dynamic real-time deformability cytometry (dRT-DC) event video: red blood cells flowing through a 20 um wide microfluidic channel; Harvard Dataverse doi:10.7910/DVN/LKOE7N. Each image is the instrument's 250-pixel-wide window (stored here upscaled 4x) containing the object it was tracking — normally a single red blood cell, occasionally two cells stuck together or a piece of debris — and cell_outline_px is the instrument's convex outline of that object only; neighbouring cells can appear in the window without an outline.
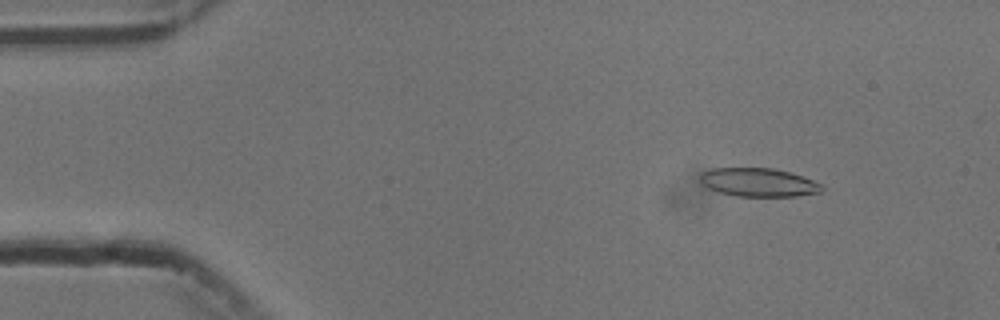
{"species": "common noctule bat (a hibernating species)", "species_latin": "Nyctalus noctula", "temperature_condition": "cold", "stored_images_in_passage": 53, "camera_frame_rate_fps": 3000, "um_per_image_px": 0.085, "animal": {"sex": "male", "body_mass_g": 13.3}, "frame": {"image": 1, "passage_image": 7, "time_ms": 2.0, "image_size_px": [1000, 320], "cell_outline_px": [[824, 188], [820, 192], [796, 196], [736, 196], [720, 192], [708, 188], [700, 180], [700, 172], [712, 168], [772, 168], [792, 172], [812, 180], [820, 184]], "centroid_in_image_um": [64.46, 15.49], "position_along_channel_um": 20.5, "area_um2": 20.17}}
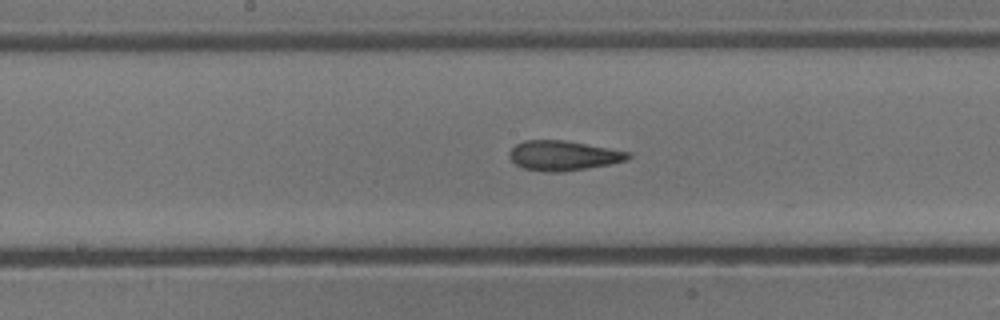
{"frame": {"image": 2, "passage_image": 28, "time_ms": 9.0, "image_size_px": [1000, 320], "cell_outline_px": [[632, 156], [628, 160], [608, 164], [560, 172], [544, 172], [524, 168], [516, 164], [508, 156], [508, 152], [516, 144], [524, 140], [564, 140], [632, 152]], "centroid_in_image_um": [47.88, 13.21], "position_along_channel_um": 200.3, "area_um2": 20.58}}
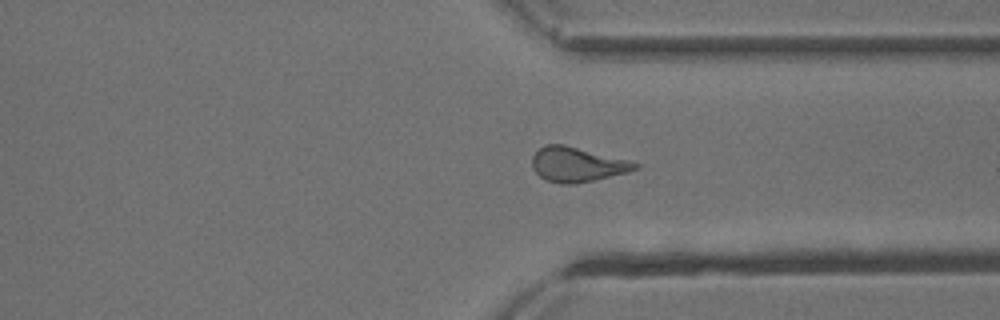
{"frame": {"image": 3, "passage_image": 41, "time_ms": 13.333, "image_size_px": [1000, 320], "cell_outline_px": [[640, 168], [628, 172], [592, 180], [572, 184], [564, 184], [544, 180], [532, 168], [532, 156], [544, 144], [564, 144], [632, 160], [640, 164]], "centroid_in_image_um": [49.08, 13.96], "position_along_channel_um": 362.3, "area_um2": 20.98}}